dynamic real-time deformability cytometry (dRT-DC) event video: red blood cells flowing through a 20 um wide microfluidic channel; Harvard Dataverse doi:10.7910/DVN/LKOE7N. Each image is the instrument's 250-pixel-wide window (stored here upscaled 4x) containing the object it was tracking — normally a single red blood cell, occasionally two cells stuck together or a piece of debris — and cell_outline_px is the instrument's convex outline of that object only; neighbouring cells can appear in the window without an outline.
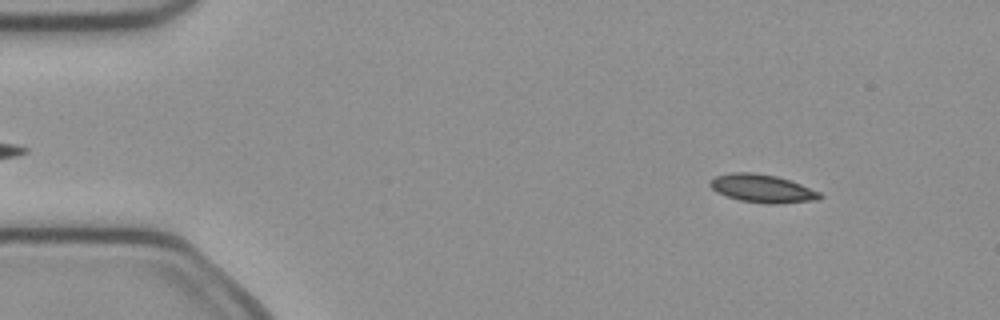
{"species": "common noctule bat (a hibernating species)", "species_latin": "Nyctalus noctula", "temperature_condition": "cold", "stored_images_in_passage": 51, "camera_frame_rate_fps": 3000, "um_per_image_px": 0.085, "animal": {"sex": "female", "body_mass_g": 21.9}, "frame": {"image": 1, "passage_image": 6, "time_ms": 1.667, "image_size_px": [1000, 320], "cell_outline_px": [[824, 196], [820, 200], [776, 204], [768, 204], [740, 200], [716, 192], [708, 184], [708, 180], [716, 176], [732, 172], [752, 172], [776, 176], [800, 184], [820, 192]], "centroid_in_image_um": [64.8, 16.02], "position_along_channel_um": 20.2, "area_um2": 18.03}}
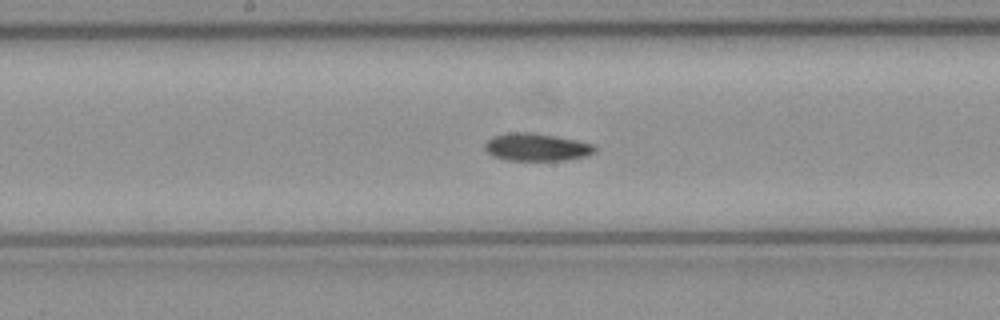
{"frame": {"image": 2, "passage_image": 26, "time_ms": 8.333, "image_size_px": [1000, 320], "cell_outline_px": [[596, 152], [588, 156], [564, 160], [504, 160], [492, 156], [484, 148], [484, 144], [492, 136], [508, 132], [536, 132], [596, 144]], "centroid_in_image_um": [45.62, 12.5], "position_along_channel_um": 202.6, "area_um2": 18.03}}
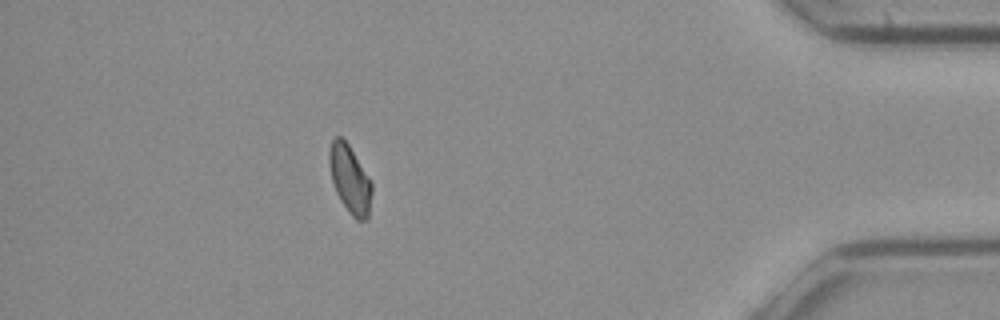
{"frame": {"image": 3, "passage_image": 45, "time_ms": 14.667, "image_size_px": [1000, 320], "cell_outline_px": [[372, 192], [368, 220], [356, 220], [348, 212], [340, 200], [336, 192], [332, 180], [328, 164], [328, 152], [332, 140], [336, 136], [340, 136], [348, 144], [372, 184]], "centroid_in_image_um": [29.72, 15.26], "position_along_channel_um": 405.5, "area_um2": 16.76}, "authors_computed_cell_mechanics": {"area_um2": 17.5134, "velocity_mm_per_s": 4.0153, "shape_relaxation_time_tau1_ms": null, "shape_relaxation_time_tau2_ms": 9.6962, "deformation_change_tau1": null, "deformation_change_tau2": 0.1424}}